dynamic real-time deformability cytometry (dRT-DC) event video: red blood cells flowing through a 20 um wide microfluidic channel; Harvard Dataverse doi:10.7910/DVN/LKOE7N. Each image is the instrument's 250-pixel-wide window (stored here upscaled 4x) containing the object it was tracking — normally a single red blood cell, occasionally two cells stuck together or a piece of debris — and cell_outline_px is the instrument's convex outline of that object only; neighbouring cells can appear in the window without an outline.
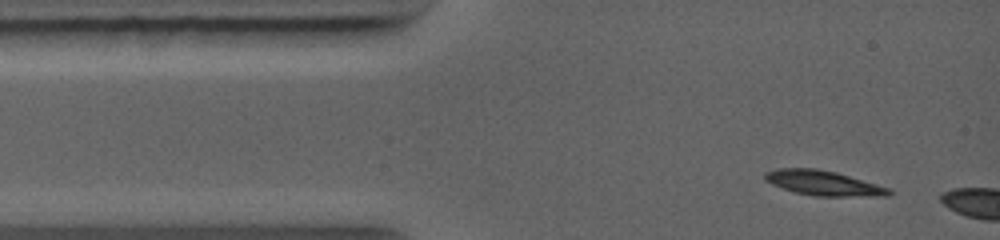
{"species": "common noctule bat (a hibernating species)", "species_latin": "Nyctalus noctula", "temperature_condition": "warm", "stored_images_in_passage": 4, "camera_frame_rate_fps": 5000, "um_per_image_px": 0.085, "animal": {"sex": "female", "body_mass_g": 19.0, "forearm_length_mm": 56.7}, "frame": {"image": 1, "passage_image": 1, "time_ms": 0.0, "image_size_px": [1000, 240], "cell_outline_px": [[892, 192], [888, 196], [812, 196], [796, 192], [772, 184], [764, 180], [764, 172], [776, 168], [816, 168], [836, 172], [892, 188]], "centroid_in_image_um": [70.0, 15.55], "position_along_channel_um": 15.0, "area_um2": 18.09}}